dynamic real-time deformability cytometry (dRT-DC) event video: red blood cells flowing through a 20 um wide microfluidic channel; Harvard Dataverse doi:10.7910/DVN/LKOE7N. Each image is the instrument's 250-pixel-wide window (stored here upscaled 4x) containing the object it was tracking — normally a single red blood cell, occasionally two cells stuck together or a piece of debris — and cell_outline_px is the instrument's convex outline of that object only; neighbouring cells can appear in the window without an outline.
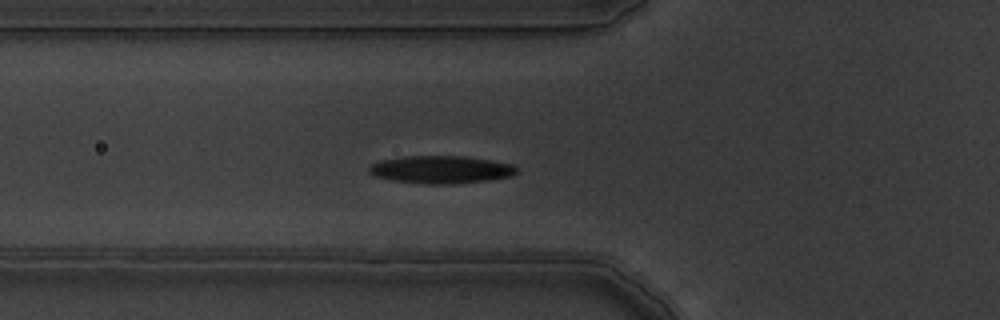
{"species": "common noctule bat (a hibernating species)", "species_latin": "Nyctalus noctula", "temperature_condition": "warm", "stored_images_in_passage": 4, "camera_frame_rate_fps": 3000, "um_per_image_px": 0.085, "animal": {"sex": "male", "body_mass_g": 19.5, "forearm_length_mm": 54.6}, "frame": {"image": 1, "passage_image": 4, "time_ms": 1.0, "image_size_px": [1000, 320], "cell_outline_px": [[516, 172], [512, 176], [488, 180], [452, 184], [424, 184], [392, 180], [376, 176], [368, 172], [368, 168], [372, 164], [380, 160], [404, 156], [464, 156], [512, 164], [516, 168]], "centroid_in_image_um": [37.45, 14.41], "position_along_channel_um": 88.4, "area_um2": 23.7}}